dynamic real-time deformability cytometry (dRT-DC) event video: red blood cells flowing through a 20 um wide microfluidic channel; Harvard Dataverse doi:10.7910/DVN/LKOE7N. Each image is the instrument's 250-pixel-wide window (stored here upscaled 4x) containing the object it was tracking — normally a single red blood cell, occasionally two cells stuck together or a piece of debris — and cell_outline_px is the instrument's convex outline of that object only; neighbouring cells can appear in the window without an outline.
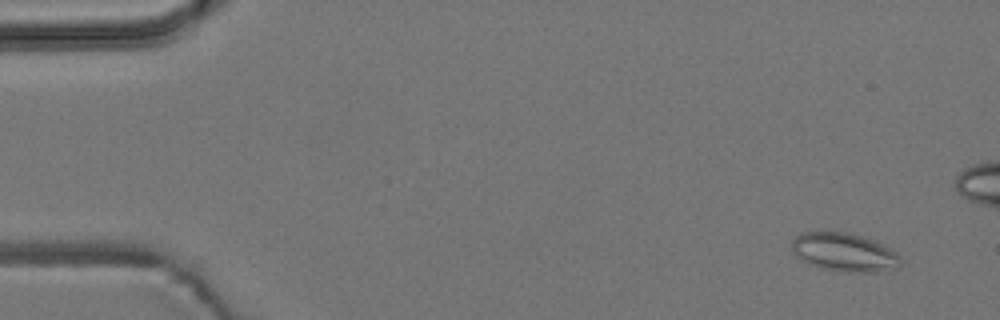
{"species": "common noctule bat (a hibernating species)", "species_latin": "Nyctalus noctula", "temperature_condition": "room temperature", "stored_images_in_passage": 31, "camera_frame_rate_fps": 3000, "um_per_image_px": 0.085, "animal": {"sex": "male", "body_mass_g": 19.2, "forearm_length_mm": 51.8}, "frame": {"image": 1, "passage_image": 4, "time_ms": 1.0, "image_size_px": [1000, 320], "cell_outline_px": [[904, 264], [896, 268], [876, 272], [848, 272], [820, 268], [808, 264], [800, 260], [792, 252], [792, 240], [800, 232], [844, 232], [860, 236], [872, 240], [896, 252], [900, 256]], "centroid_in_image_um": [71.74, 21.46], "position_along_channel_um": 13.3, "area_um2": 24.45}}
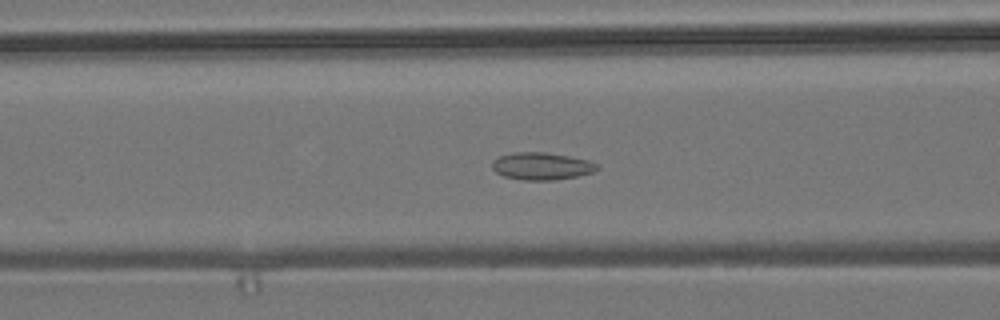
{"frame": {"image": 2, "passage_image": 22, "time_ms": 7.0, "image_size_px": [1000, 320], "cell_outline_px": [[600, 168], [592, 172], [576, 176], [556, 180], [524, 180], [504, 176], [496, 172], [492, 168], [492, 160], [500, 156], [512, 152], [544, 152], [568, 156], [588, 160], [596, 164]], "centroid_in_image_um": [46.01, 14.12], "position_along_channel_um": 120.6, "area_um2": 16.65}}
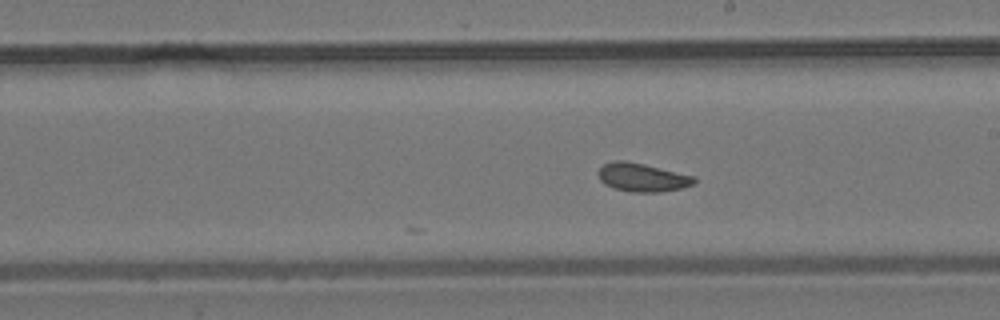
{"frame": {"image": 3, "passage_image": 31, "time_ms": 10.0, "image_size_px": [1000, 320], "cell_outline_px": [[696, 184], [680, 188], [660, 192], [632, 192], [616, 188], [604, 184], [600, 180], [596, 172], [604, 164], [612, 160], [624, 160], [644, 164], [696, 176]], "centroid_in_image_um": [54.6, 15.07], "position_along_channel_um": 234.4, "area_um2": 16.01}}